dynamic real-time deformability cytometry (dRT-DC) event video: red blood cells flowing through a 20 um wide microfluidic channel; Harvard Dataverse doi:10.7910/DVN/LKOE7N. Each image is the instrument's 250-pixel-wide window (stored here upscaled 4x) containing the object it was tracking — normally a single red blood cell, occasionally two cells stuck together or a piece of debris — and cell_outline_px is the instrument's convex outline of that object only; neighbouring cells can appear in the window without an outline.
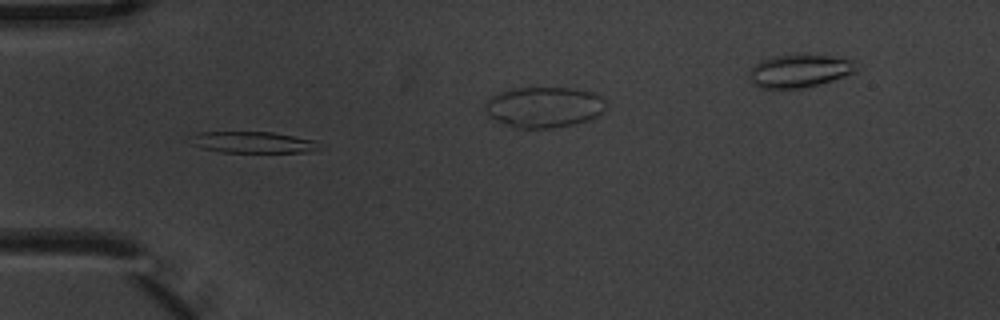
{"species": "common noctule bat (a hibernating species)", "species_latin": "Nyctalus noctula", "temperature_condition": "warm", "stored_images_in_passage": 10, "camera_frame_rate_fps": 3000, "um_per_image_px": 0.085, "animal": {"sex": "male", "body_mass_g": 20.1, "forearm_length_mm": 53.5}, "frame": {"image": 1, "passage_image": 5, "time_ms": 1.333, "image_size_px": [1000, 320], "cell_outline_px": [[316, 148], [308, 152], [220, 152], [204, 148], [192, 144], [192, 136], [200, 132], [272, 132], [316, 140]], "centroid_in_image_um": [21.48, 12.09], "position_along_channel_um": 63.5, "area_um2": 15.66}}
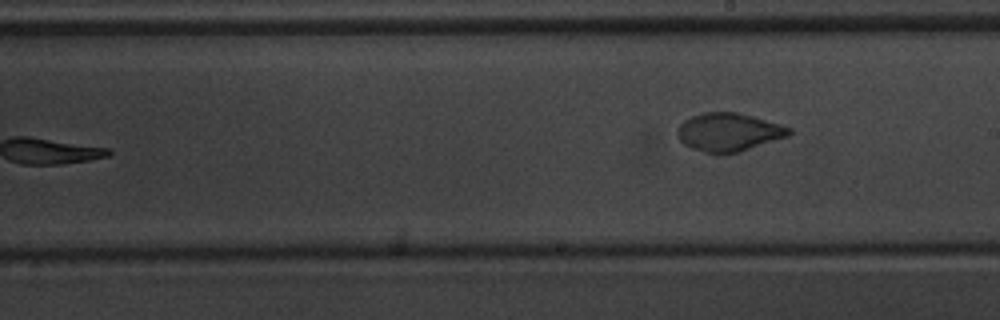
{"frame": {"image": 2, "passage_image": 10, "time_ms": 3.0, "image_size_px": [1000, 320], "cell_outline_px": [[792, 132], [788, 136], [736, 152], [704, 152], [692, 148], [684, 144], [680, 140], [676, 132], [680, 124], [684, 120], [692, 116], [704, 112], [736, 112], [752, 116], [780, 124], [792, 128]], "centroid_in_image_um": [61.92, 11.2], "position_along_channel_um": 227.1, "area_um2": 24.39}}